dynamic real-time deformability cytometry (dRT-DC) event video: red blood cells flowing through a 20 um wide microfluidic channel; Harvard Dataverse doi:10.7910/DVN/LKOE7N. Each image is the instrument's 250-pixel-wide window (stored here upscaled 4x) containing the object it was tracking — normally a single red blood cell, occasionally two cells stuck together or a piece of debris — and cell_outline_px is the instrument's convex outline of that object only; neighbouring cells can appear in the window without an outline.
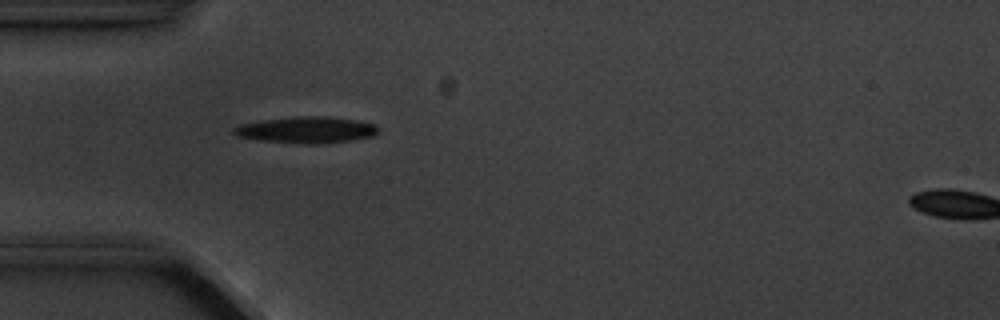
{"species": "common noctule bat (a hibernating species)", "species_latin": "Nyctalus noctula", "temperature_condition": "cold", "stored_images_in_passage": 3, "camera_frame_rate_fps": 3000, "um_per_image_px": 0.085, "animal": {"sex": "male", "body_mass_g": 20.1, "forearm_length_mm": 53.5}, "frame": {"image": 1, "passage_image": 2, "time_ms": 1.333, "image_size_px": [1000, 320], "cell_outline_px": [[380, 128], [372, 136], [352, 140], [324, 144], [304, 144], [260, 140], [236, 136], [232, 132], [232, 128], [240, 124], [260, 120], [296, 116], [324, 116], [352, 120], [372, 124]], "centroid_in_image_um": [25.98, 11.05], "position_along_channel_um": 59.0, "area_um2": 22.2}}